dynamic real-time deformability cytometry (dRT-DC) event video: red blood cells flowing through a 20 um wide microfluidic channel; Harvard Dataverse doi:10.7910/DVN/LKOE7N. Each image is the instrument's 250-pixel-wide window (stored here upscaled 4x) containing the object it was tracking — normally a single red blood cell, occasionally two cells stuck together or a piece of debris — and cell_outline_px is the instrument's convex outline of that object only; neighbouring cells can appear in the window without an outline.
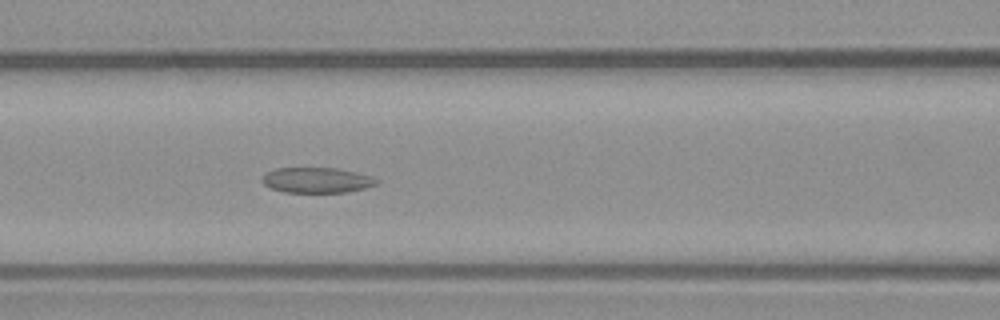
{"species": "common noctule bat (a hibernating species)", "species_latin": "Nyctalus noctula", "temperature_condition": "warm", "stored_images_in_passage": 53, "camera_frame_rate_fps": 3000, "um_per_image_px": 0.085, "animal": {"sex": "male", "body_mass_g": 23.1, "forearm_length_mm": 52.7}, "frame": {"image": 1, "passage_image": 22, "time_ms": 7.0, "image_size_px": [1000, 320], "cell_outline_px": [[380, 180], [376, 184], [364, 188], [348, 192], [284, 192], [272, 188], [264, 184], [260, 180], [264, 172], [276, 168], [336, 168], [356, 172], [372, 176]], "centroid_in_image_um": [26.9, 15.3], "position_along_channel_um": 139.7, "area_um2": 16.99}}
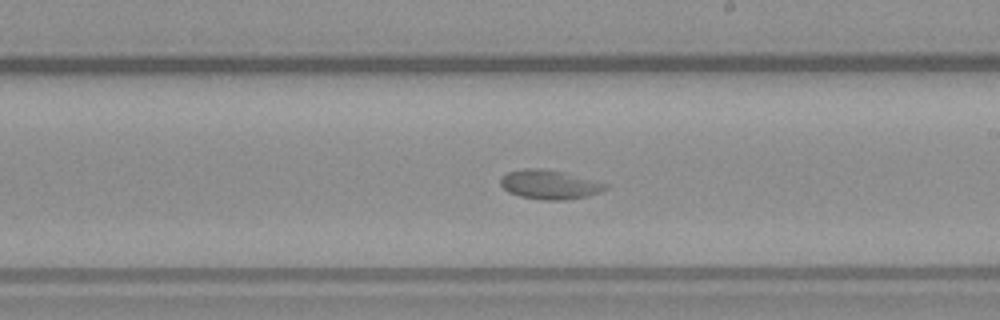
{"frame": {"image": 2, "passage_image": 30, "time_ms": 9.667, "image_size_px": [1000, 320], "cell_outline_px": [[608, 188], [600, 192], [588, 196], [564, 200], [544, 200], [520, 196], [508, 192], [500, 184], [500, 176], [508, 172], [524, 168], [540, 168], [564, 172], [608, 184]], "centroid_in_image_um": [46.69, 15.68], "position_along_channel_um": 242.3, "area_um2": 17.86}}
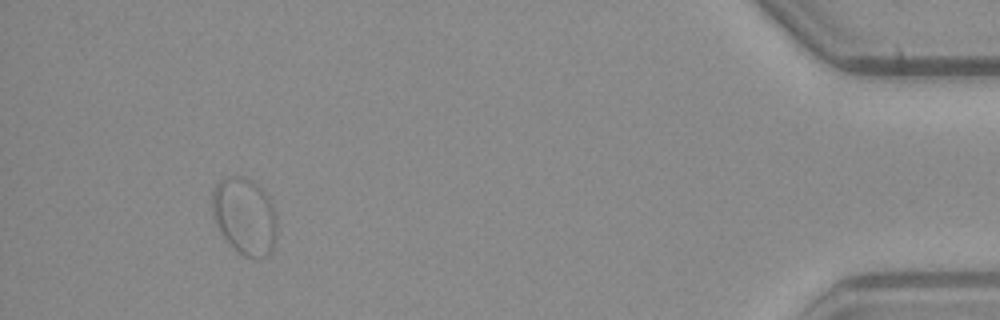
{"frame": {"image": 3, "passage_image": 49, "time_ms": 16.0, "image_size_px": [1000, 320], "cell_outline_px": [[276, 240], [272, 252], [268, 256], [244, 256], [224, 236], [212, 212], [212, 192], [216, 184], [224, 176], [244, 176], [252, 180], [268, 196], [272, 204], [276, 216]], "centroid_in_image_um": [20.82, 18.32], "position_along_channel_um": 414.4, "area_um2": 28.67}}